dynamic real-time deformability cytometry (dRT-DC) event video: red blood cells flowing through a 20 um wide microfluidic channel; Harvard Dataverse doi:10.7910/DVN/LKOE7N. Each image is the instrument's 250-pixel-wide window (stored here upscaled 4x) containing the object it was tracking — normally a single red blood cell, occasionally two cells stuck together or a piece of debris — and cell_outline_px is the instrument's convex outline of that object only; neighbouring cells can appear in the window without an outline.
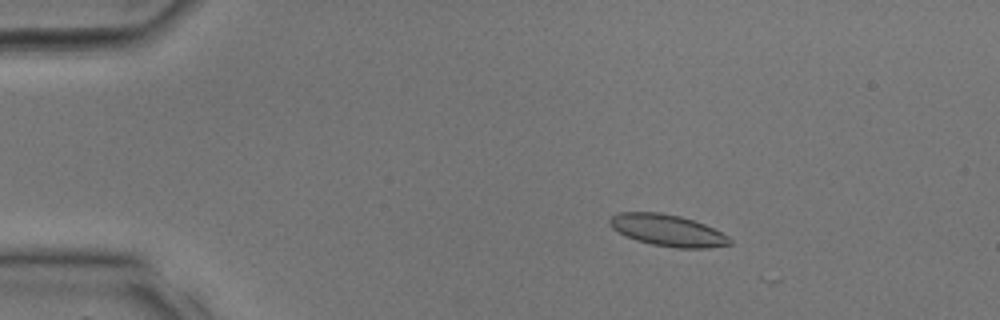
{"species": "common noctule bat (a hibernating species)", "species_latin": "Nyctalus noctula", "temperature_condition": "room temperature", "stored_images_in_passage": 4, "camera_frame_rate_fps": 3000, "um_per_image_px": 0.085, "animal": {"sex": "male", "body_mass_g": 17.9, "forearm_length_mm": 54.2}, "frame": {"image": 1, "passage_image": 2, "time_ms": 0.333, "image_size_px": [1000, 320], "cell_outline_px": [[732, 244], [708, 248], [680, 248], [652, 244], [636, 240], [612, 228], [608, 224], [608, 220], [616, 212], [660, 212], [680, 216], [704, 224], [728, 236], [732, 240]], "centroid_in_image_um": [56.73, 19.57], "position_along_channel_um": 28.3, "area_um2": 21.96}}